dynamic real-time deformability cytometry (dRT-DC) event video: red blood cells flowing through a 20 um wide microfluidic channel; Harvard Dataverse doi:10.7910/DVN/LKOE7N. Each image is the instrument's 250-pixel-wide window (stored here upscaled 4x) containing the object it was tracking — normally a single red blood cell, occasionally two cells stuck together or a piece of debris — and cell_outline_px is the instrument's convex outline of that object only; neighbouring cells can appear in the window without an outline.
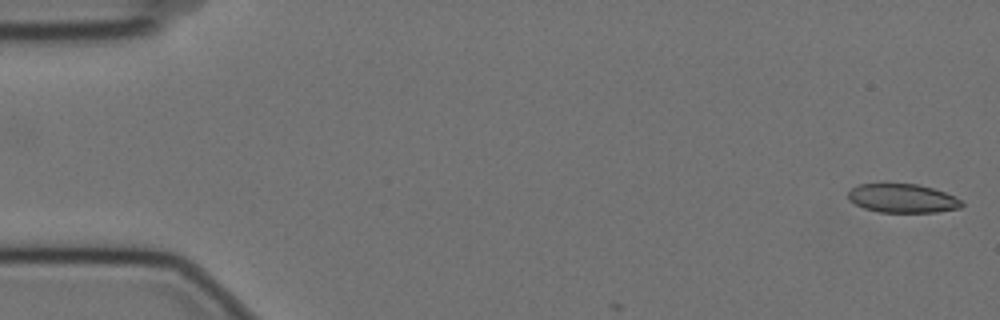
{"species": "Egyptian fruit bat (a non-hibernating species)", "species_latin": "Rousettus aegyptiacus", "temperature_condition": "cold", "stored_images_in_passage": 5, "camera_frame_rate_fps": 3000, "um_per_image_px": 0.085, "animal": {"sex": "female"}, "frame": {"image": 1, "passage_image": 1, "time_ms": 0.0, "image_size_px": [1000, 320], "cell_outline_px": [[964, 204], [960, 208], [936, 212], [880, 212], [864, 208], [848, 200], [848, 192], [852, 188], [860, 184], [916, 184], [932, 188], [944, 192], [960, 200]], "centroid_in_image_um": [76.69, 16.86], "position_along_channel_um": 8.3, "area_um2": 18.84}}